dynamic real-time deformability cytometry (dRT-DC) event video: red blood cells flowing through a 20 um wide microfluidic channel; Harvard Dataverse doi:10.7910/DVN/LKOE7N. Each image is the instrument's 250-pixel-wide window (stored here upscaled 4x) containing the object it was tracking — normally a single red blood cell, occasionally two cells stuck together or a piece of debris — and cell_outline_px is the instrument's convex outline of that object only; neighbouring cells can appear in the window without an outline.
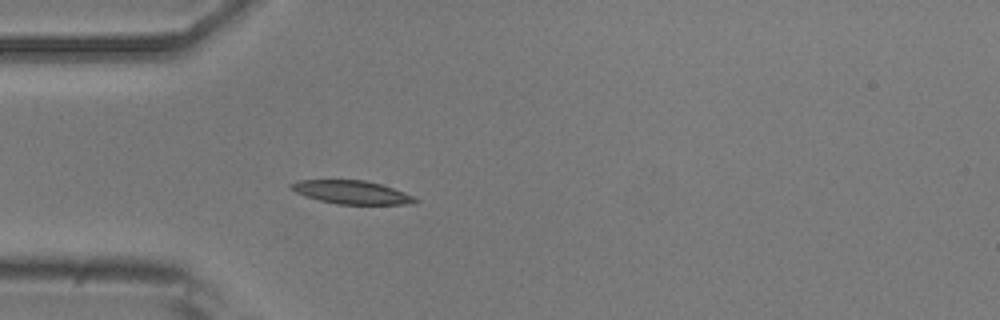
{"species": "common noctule bat (a hibernating species)", "species_latin": "Nyctalus noctula", "temperature_condition": "room temperature", "stored_images_in_passage": 3, "camera_frame_rate_fps": 3000, "um_per_image_px": 0.085, "animal": {"sex": "male", "body_mass_g": 20.5, "forearm_length_mm": 52.5}, "frame": {"image": 1, "passage_image": 3, "time_ms": 2.333, "image_size_px": [1000, 320], "cell_outline_px": [[420, 200], [416, 204], [336, 204], [304, 196], [288, 188], [288, 184], [300, 180], [364, 180], [380, 184], [404, 192]], "centroid_in_image_um": [29.87, 16.34], "position_along_channel_um": 55.1, "area_um2": 16.88}}